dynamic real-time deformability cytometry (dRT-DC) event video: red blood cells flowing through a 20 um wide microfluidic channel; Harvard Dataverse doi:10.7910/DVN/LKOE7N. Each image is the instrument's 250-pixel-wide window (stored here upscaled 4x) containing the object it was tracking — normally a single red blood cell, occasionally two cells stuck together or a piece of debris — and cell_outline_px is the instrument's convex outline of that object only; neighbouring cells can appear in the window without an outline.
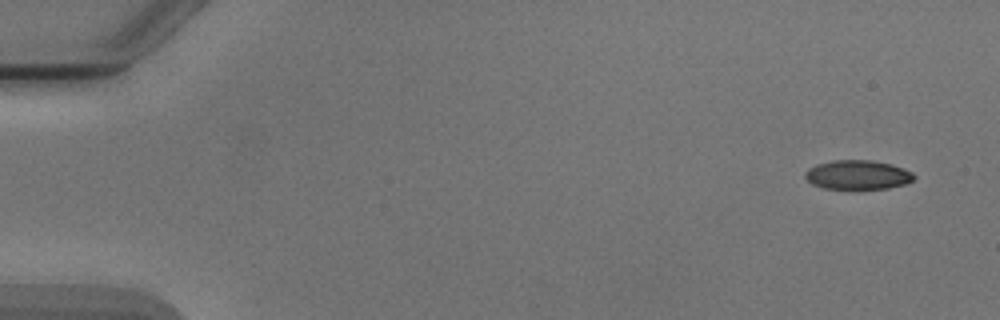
{"species": "Egyptian fruit bat (a non-hibernating species)", "species_latin": "Rousettus aegyptiacus", "temperature_condition": "cold", "stored_images_in_passage": 4, "camera_frame_rate_fps": 3000, "um_per_image_px": 0.085, "animal": {"sex": "male"}, "frame": {"image": 1, "passage_image": 1, "time_ms": 0.0, "image_size_px": [1000, 320], "cell_outline_px": [[916, 176], [912, 180], [904, 184], [888, 188], [824, 188], [812, 184], [804, 176], [804, 172], [808, 168], [816, 164], [832, 160], [872, 160], [892, 164], [904, 168], [912, 172]], "centroid_in_image_um": [72.89, 14.84], "position_along_channel_um": 12.1, "area_um2": 18.5}}